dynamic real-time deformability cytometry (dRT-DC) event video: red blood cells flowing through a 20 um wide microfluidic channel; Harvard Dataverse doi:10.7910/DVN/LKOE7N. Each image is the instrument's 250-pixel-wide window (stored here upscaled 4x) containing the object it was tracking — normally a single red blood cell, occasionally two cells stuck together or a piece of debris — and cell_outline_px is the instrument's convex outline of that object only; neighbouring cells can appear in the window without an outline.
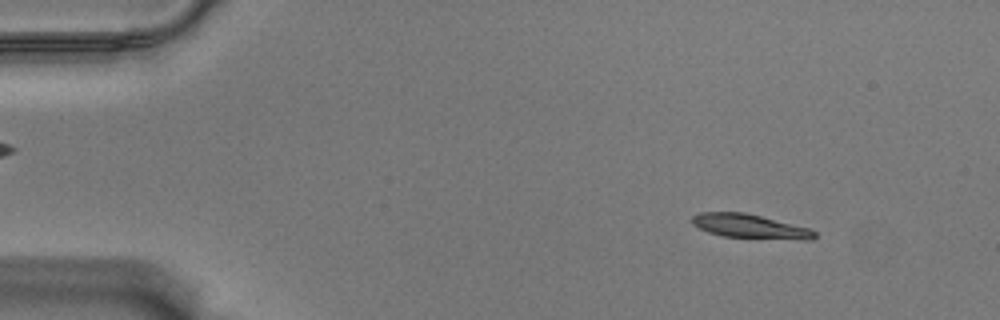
{"species": "Egyptian fruit bat (a non-hibernating species)", "species_latin": "Rousettus aegyptiacus", "temperature_condition": "warm", "stored_images_in_passage": 52, "camera_frame_rate_fps": 3000, "um_per_image_px": 0.085, "animal": {"sex": "male"}, "frame": {"image": 1, "passage_image": 2, "time_ms": 0.333, "image_size_px": [1000, 320], "cell_outline_px": [[816, 236], [812, 240], [804, 240], [724, 236], [708, 232], [692, 224], [692, 216], [700, 212], [744, 212], [808, 228], [816, 232]], "centroid_in_image_um": [63.73, 19.23], "position_along_channel_um": 21.3, "area_um2": 16.94}}
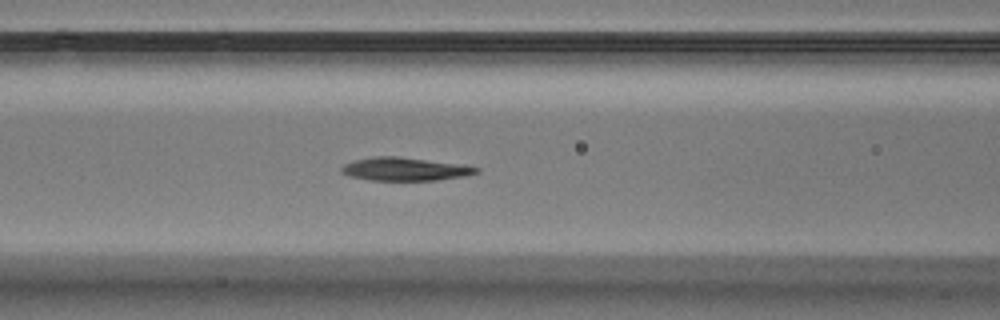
{"frame": {"image": 2, "passage_image": 19, "time_ms": 6.0, "image_size_px": [1000, 320], "cell_outline_px": [[480, 172], [464, 176], [436, 180], [368, 180], [348, 176], [340, 172], [340, 168], [344, 164], [352, 160], [372, 156], [400, 156], [464, 164], [480, 168]], "centroid_in_image_um": [34.4, 14.36], "position_along_channel_um": 132.2, "area_um2": 18.61}}
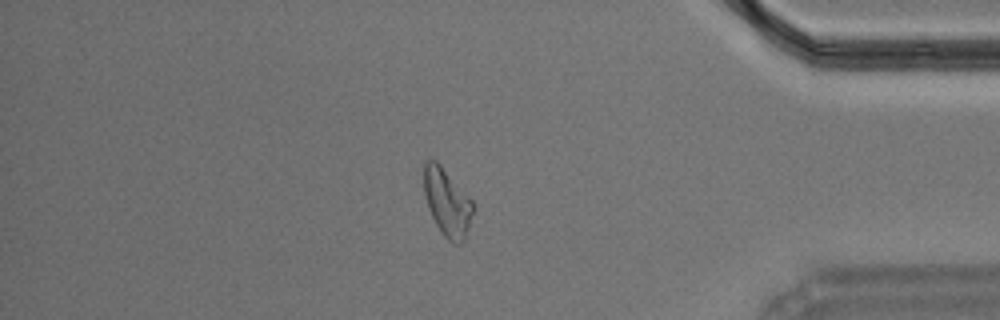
{"frame": {"image": 3, "passage_image": 44, "time_ms": 14.333, "image_size_px": [1000, 320], "cell_outline_px": [[476, 208], [464, 240], [460, 244], [452, 244], [444, 236], [436, 224], [428, 208], [424, 192], [424, 160], [436, 160], [440, 164], [472, 200]], "centroid_in_image_um": [38.03, 17.22], "position_along_channel_um": 397.2, "area_um2": 19.42}, "authors_computed_cell_mechanics": {"area_um2": 18.496, "velocity_mm_per_s": 3.531, "shape_relaxation_time_tau1_ms": 3.3911, "shape_relaxation_time_tau2_ms": 2.3916, "deformation_change_tau1": 0.1676, "deformation_change_tau2": 0.1047}}